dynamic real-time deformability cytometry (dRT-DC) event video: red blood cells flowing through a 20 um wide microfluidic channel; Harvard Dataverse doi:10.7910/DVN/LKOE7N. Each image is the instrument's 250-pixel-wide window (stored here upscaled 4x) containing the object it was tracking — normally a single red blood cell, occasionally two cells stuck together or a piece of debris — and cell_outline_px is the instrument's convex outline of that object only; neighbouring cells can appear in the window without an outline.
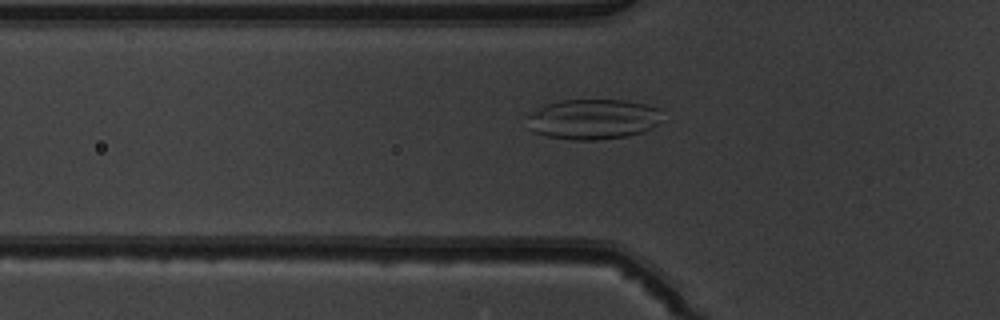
{"species": "common noctule bat (a hibernating species)", "species_latin": "Nyctalus noctula", "temperature_condition": "warm", "stored_images_in_passage": 52, "camera_frame_rate_fps": 3000, "um_per_image_px": 0.085, "animal": {"sex": "male", "body_mass_g": 19.5, "forearm_length_mm": 54.6}, "frame": {"image": 1, "passage_image": 18, "time_ms": 5.667, "image_size_px": [1000, 320], "cell_outline_px": [[660, 124], [644, 132], [628, 136], [596, 140], [572, 140], [548, 136], [536, 132], [528, 128], [524, 116], [548, 104], [560, 100], [624, 100], [644, 104], [660, 108]], "centroid_in_image_um": [50.41, 10.14], "position_along_channel_um": 75.4, "area_um2": 31.91}}
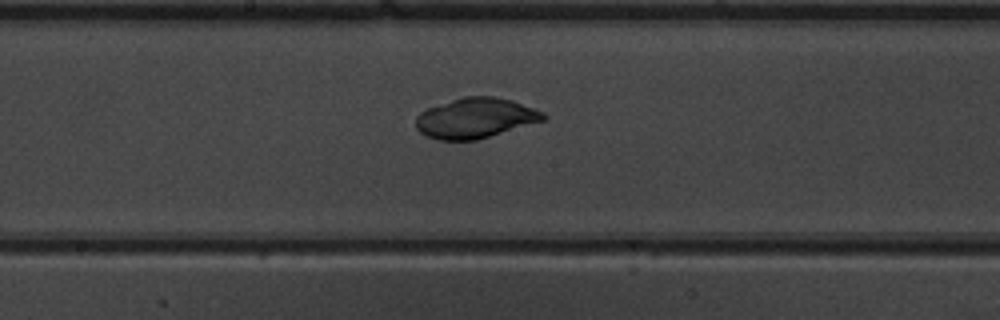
{"frame": {"image": 2, "passage_image": 28, "time_ms": 9.0, "image_size_px": [1000, 320], "cell_outline_px": [[548, 116], [544, 120], [476, 140], [440, 140], [424, 136], [416, 128], [416, 116], [420, 112], [428, 108], [464, 96], [496, 96], [512, 100], [544, 112]], "centroid_in_image_um": [40.4, 10.03], "position_along_channel_um": 207.8, "area_um2": 29.77}}
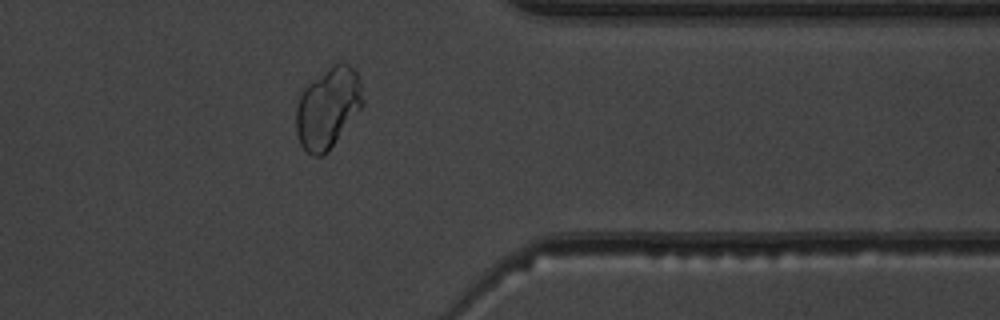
{"frame": {"image": 3, "passage_image": 42, "time_ms": 13.667, "image_size_px": [1000, 320], "cell_outline_px": [[364, 104], [328, 152], [324, 156], [312, 156], [300, 144], [296, 132], [296, 108], [300, 96], [304, 88], [312, 80], [332, 64], [348, 64], [356, 72], [360, 80], [364, 100]], "centroid_in_image_um": [27.87, 9.19], "position_along_channel_um": 383.5, "area_um2": 31.27}}